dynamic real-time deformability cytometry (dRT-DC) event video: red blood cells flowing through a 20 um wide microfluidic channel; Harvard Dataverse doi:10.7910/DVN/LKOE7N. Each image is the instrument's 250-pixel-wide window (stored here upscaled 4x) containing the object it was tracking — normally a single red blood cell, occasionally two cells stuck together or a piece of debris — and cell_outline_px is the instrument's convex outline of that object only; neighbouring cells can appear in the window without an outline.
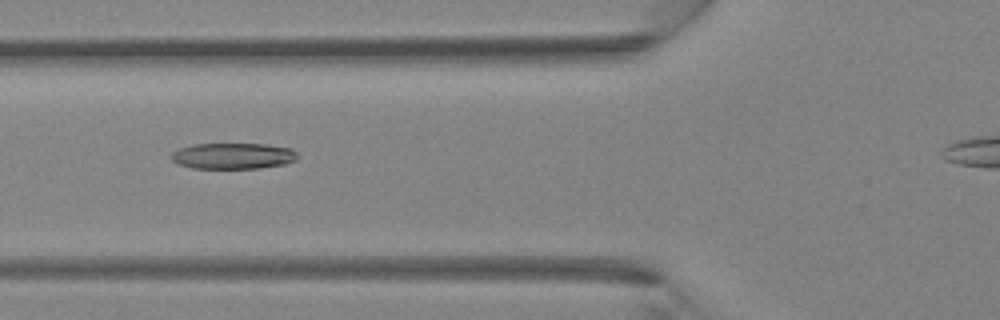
{"species": "Egyptian fruit bat (a non-hibernating species)", "species_latin": "Rousettus aegyptiacus", "temperature_condition": "room temperature", "stored_images_in_passage": 30, "camera_frame_rate_fps": 3000, "um_per_image_px": 0.085, "animal": {"sex": "female"}, "frame": {"image": 1, "passage_image": 9, "time_ms": 2.667, "image_size_px": [1000, 320], "cell_outline_px": [[300, 156], [296, 160], [284, 164], [260, 168], [192, 168], [176, 164], [172, 160], [172, 152], [180, 148], [192, 144], [264, 144], [292, 148]], "centroid_in_image_um": [19.82, 13.25], "position_along_channel_um": 106.0, "area_um2": 19.25}}
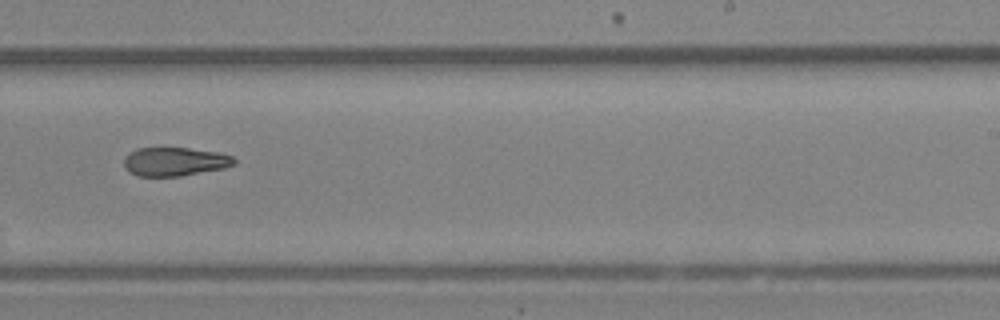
{"frame": {"image": 2, "passage_image": 19, "time_ms": 6.0, "image_size_px": [1000, 320], "cell_outline_px": [[236, 164], [224, 168], [180, 176], [136, 176], [128, 172], [124, 168], [124, 156], [128, 152], [136, 148], [188, 148], [216, 152], [232, 156], [236, 160]], "centroid_in_image_um": [14.8, 13.74], "position_along_channel_um": 274.2, "area_um2": 18.55}}
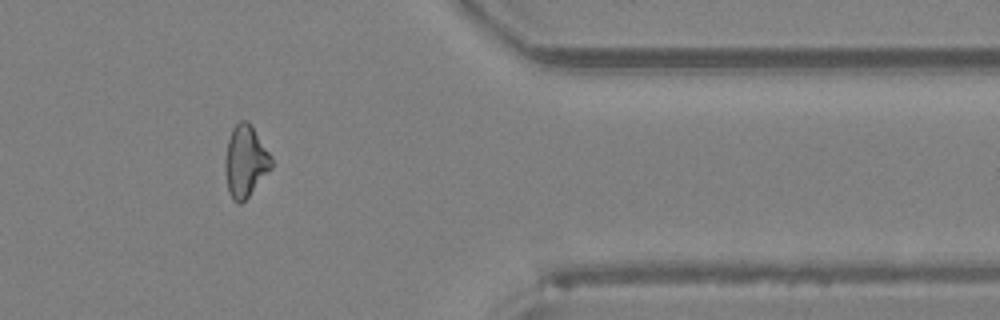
{"frame": {"image": 3, "passage_image": 27, "time_ms": 8.667, "image_size_px": [1000, 320], "cell_outline_px": [[272, 168], [248, 196], [240, 204], [236, 204], [232, 200], [228, 192], [224, 172], [224, 160], [228, 140], [232, 128], [240, 120], [248, 120], [272, 156]], "centroid_in_image_um": [20.84, 13.72], "position_along_channel_um": 390.6, "area_um2": 19.54}}